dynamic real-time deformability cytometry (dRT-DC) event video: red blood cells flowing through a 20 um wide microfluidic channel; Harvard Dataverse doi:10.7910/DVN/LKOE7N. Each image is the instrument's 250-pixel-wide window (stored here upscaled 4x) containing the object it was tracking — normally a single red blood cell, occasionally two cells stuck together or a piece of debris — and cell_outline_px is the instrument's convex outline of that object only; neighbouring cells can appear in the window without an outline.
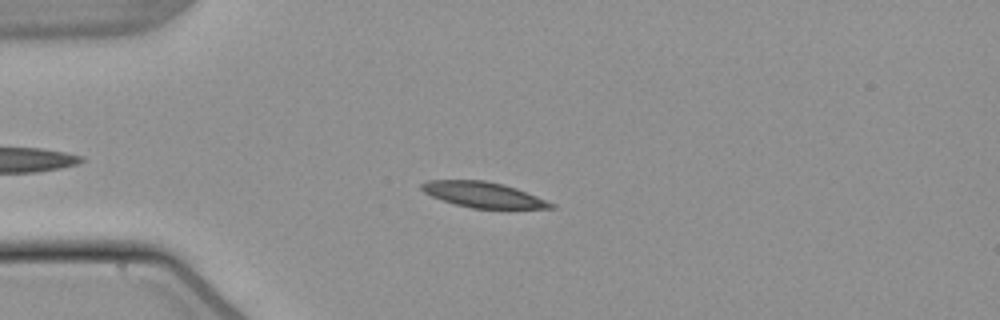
{"species": "common noctule bat (a hibernating species)", "species_latin": "Nyctalus noctula", "temperature_condition": "warm", "stored_images_in_passage": 51, "camera_frame_rate_fps": 3000, "um_per_image_px": 0.085, "animal": {"sex": "male", "body_mass_g": 21.5, "forearm_length_mm": 52.0}, "frame": {"image": 1, "passage_image": 11, "time_ms": 3.333, "image_size_px": [1000, 320], "cell_outline_px": [[556, 208], [472, 208], [456, 204], [432, 196], [424, 192], [420, 188], [420, 184], [428, 180], [484, 180], [504, 184], [516, 188], [556, 204]], "centroid_in_image_um": [41.07, 16.54], "position_along_channel_um": 43.9, "area_um2": 19.02}}
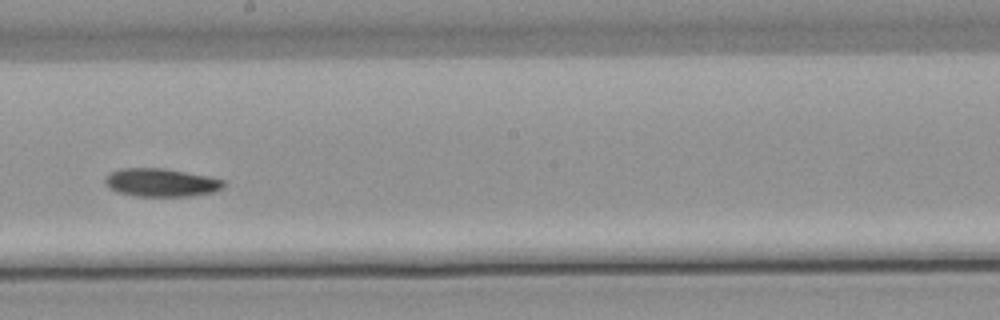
{"frame": {"image": 2, "passage_image": 28, "time_ms": 9.0, "image_size_px": [1000, 320], "cell_outline_px": [[224, 188], [212, 192], [192, 196], [136, 196], [116, 192], [108, 188], [104, 180], [112, 172], [120, 168], [164, 168], [208, 176], [224, 180]], "centroid_in_image_um": [13.69, 15.52], "position_along_channel_um": 234.5, "area_um2": 19.48}}
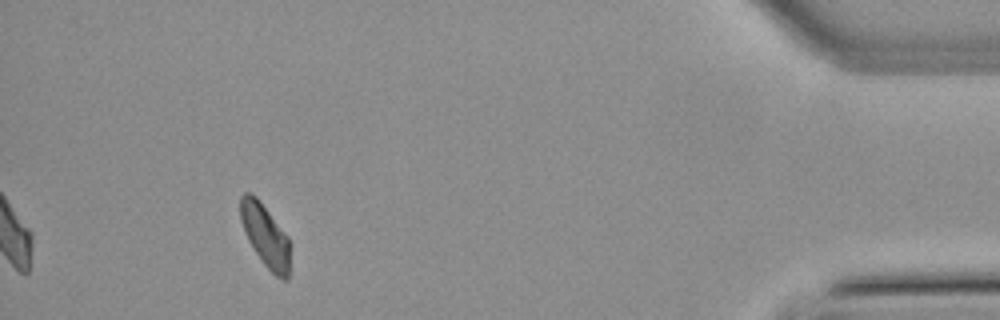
{"frame": {"image": 3, "passage_image": 47, "time_ms": 15.333, "image_size_px": [1000, 320], "cell_outline_px": [[292, 244], [288, 280], [284, 280], [276, 276], [264, 264], [248, 240], [240, 220], [240, 196], [244, 192], [252, 192], [260, 200], [288, 236]], "centroid_in_image_um": [22.59, 20.01], "position_along_channel_um": 412.6, "area_um2": 18.5}}